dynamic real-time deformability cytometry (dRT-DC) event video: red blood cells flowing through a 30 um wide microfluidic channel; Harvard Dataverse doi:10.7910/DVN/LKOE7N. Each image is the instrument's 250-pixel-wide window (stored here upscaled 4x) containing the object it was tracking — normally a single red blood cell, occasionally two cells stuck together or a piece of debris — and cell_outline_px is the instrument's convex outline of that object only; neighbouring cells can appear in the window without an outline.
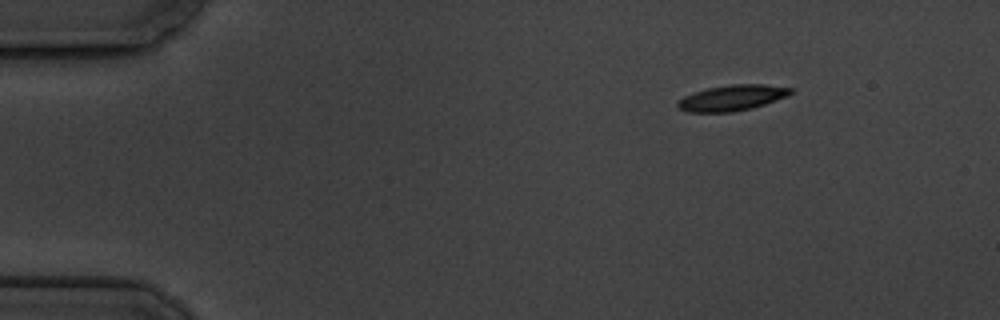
{"species": "common noctule bat (a hibernating species)", "species_latin": "Nyctalus noctula", "temperature_condition": "cold", "stored_images_in_passage": 4, "segment_of_instrument_passage": [2, 2], "camera_frame_rate_fps": 3000, "um_per_image_px": 0.085, "animal": {"sex": "male", "body_mass_g": 19.5, "forearm_length_mm": 54.6}, "frame": {"image": 1, "passage_image": 4, "time_ms": 3.667, "image_size_px": [1000, 320], "cell_outline_px": [[792, 92], [788, 96], [752, 108], [732, 112], [688, 112], [680, 108], [676, 104], [684, 96], [708, 88], [732, 84], [764, 84], [792, 88]], "centroid_in_image_um": [62.25, 8.31], "position_along_channel_um": 22.7, "area_um2": 16.7}}